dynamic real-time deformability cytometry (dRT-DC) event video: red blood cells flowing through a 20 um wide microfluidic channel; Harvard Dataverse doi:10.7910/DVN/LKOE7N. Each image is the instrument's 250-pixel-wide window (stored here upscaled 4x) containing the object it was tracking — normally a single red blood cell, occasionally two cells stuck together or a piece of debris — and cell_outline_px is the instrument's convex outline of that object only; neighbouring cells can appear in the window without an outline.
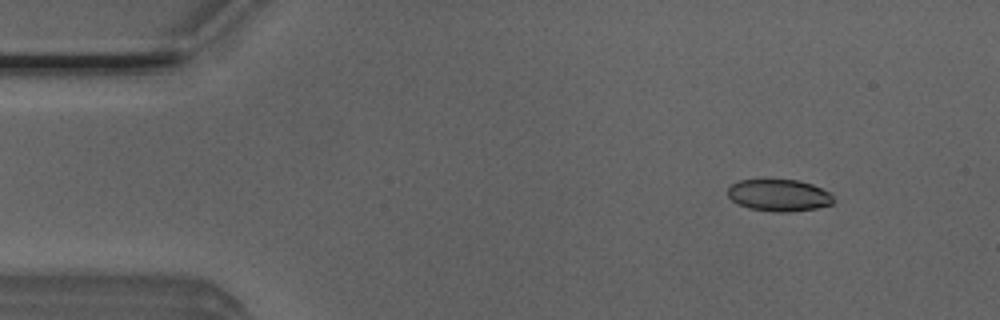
{"species": "Egyptian fruit bat (a non-hibernating species)", "species_latin": "Rousettus aegyptiacus", "temperature_condition": "room temperature", "stored_images_in_passage": 52, "segment_of_instrument_passage": [1, 2], "camera_frame_rate_fps": 3000, "um_per_image_px": 0.085, "animal": {"sex": "male"}, "frame": {"image": 1, "passage_image": 5, "time_ms": 1.333, "image_size_px": [1000, 320], "cell_outline_px": [[832, 204], [816, 208], [792, 212], [776, 212], [748, 208], [732, 200], [728, 196], [728, 188], [732, 184], [740, 180], [800, 180], [812, 184], [828, 192], [832, 196]], "centroid_in_image_um": [66.2, 16.6], "position_along_channel_um": 18.8, "area_um2": 19.48}}
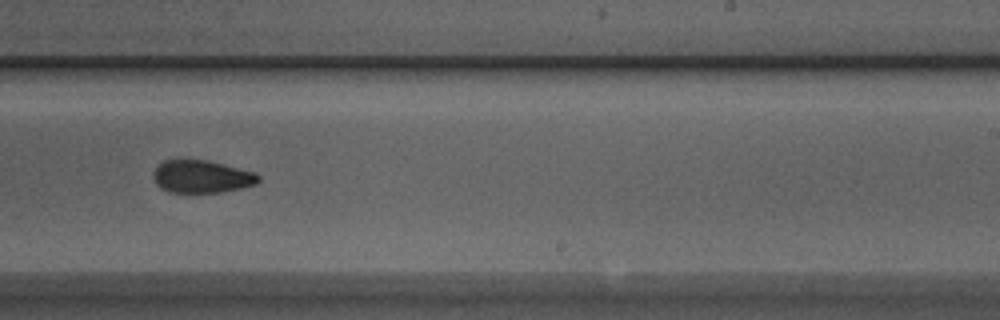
{"frame": {"image": 2, "passage_image": 31, "time_ms": 10.0, "image_size_px": [1000, 320], "cell_outline_px": [[260, 180], [256, 184], [240, 188], [220, 192], [168, 192], [160, 188], [156, 184], [152, 176], [152, 172], [164, 160], [176, 156], [208, 160], [256, 172], [260, 176]], "centroid_in_image_um": [17.09, 14.96], "position_along_channel_um": 271.9, "area_um2": 20.69}}
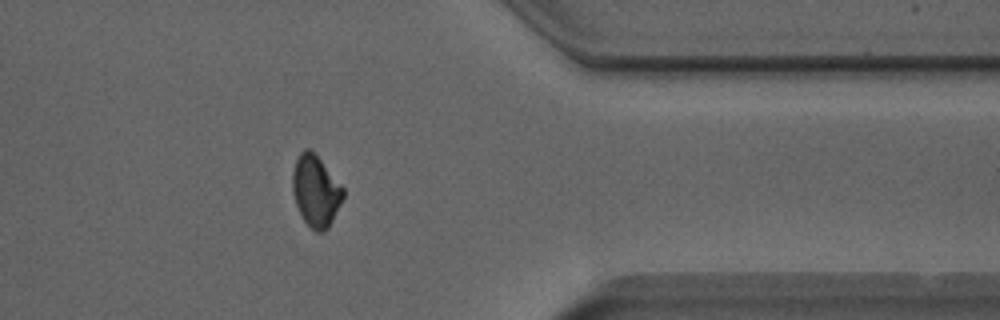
{"frame": {"image": 3, "passage_image": 41, "time_ms": 13.333, "image_size_px": [1000, 320], "cell_outline_px": [[344, 196], [328, 228], [324, 232], [316, 232], [304, 220], [296, 204], [292, 188], [292, 172], [296, 160], [300, 152], [304, 148], [308, 148], [320, 160], [344, 188]], "centroid_in_image_um": [26.83, 16.24], "position_along_channel_um": 384.6, "area_um2": 20.63}}